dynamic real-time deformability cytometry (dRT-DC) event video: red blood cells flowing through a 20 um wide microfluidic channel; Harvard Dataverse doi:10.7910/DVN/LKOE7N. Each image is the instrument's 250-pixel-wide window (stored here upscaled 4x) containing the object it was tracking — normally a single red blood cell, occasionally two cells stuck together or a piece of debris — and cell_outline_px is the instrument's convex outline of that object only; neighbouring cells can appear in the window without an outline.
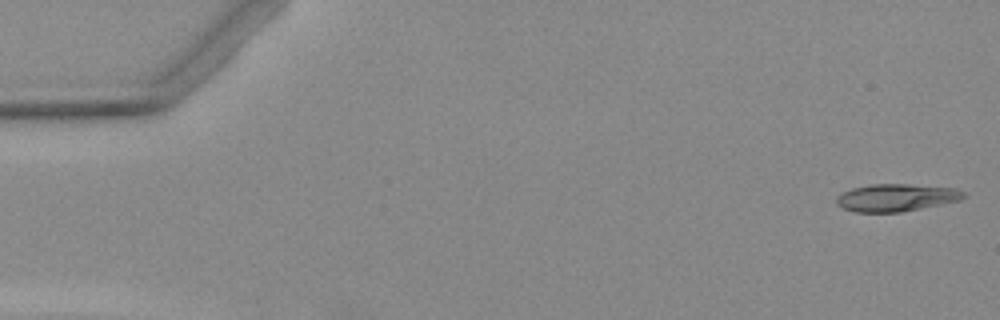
{"species": "Egyptian fruit bat (a non-hibernating species)", "species_latin": "Rousettus aegyptiacus", "temperature_condition": "warm", "stored_images_in_passage": 6, "camera_frame_rate_fps": 3000, "um_per_image_px": 0.085, "animal": {"sex": "female"}, "frame": {"image": 1, "passage_image": 1, "time_ms": 0.0, "image_size_px": [1000, 320], "cell_outline_px": [[968, 196], [960, 200], [900, 212], [856, 212], [840, 208], [836, 204], [836, 196], [852, 188], [872, 184], [908, 184], [956, 188], [964, 192]], "centroid_in_image_um": [76.16, 16.79], "position_along_channel_um": 8.8, "area_um2": 20.35}}
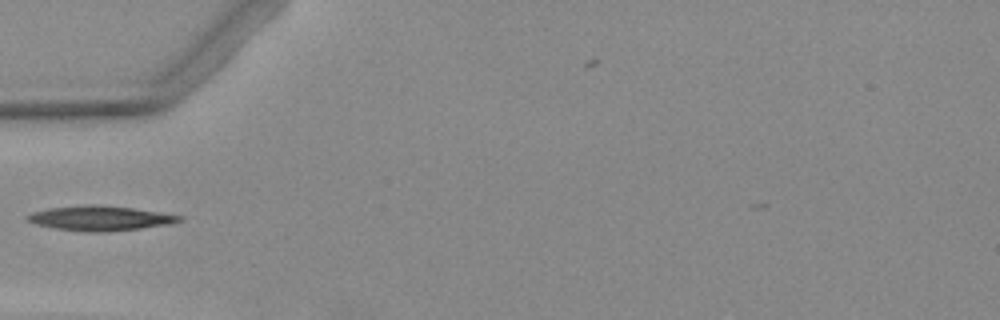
{"frame": {"image": 2, "passage_image": 5, "time_ms": 5.333, "image_size_px": [1000, 320], "cell_outline_px": [[184, 220], [168, 224], [140, 228], [100, 232], [88, 232], [56, 228], [36, 224], [28, 220], [24, 216], [32, 212], [52, 208], [92, 204], [132, 208], [180, 216]], "centroid_in_image_um": [8.47, 18.55], "position_along_channel_um": 76.5, "area_um2": 21.33}}
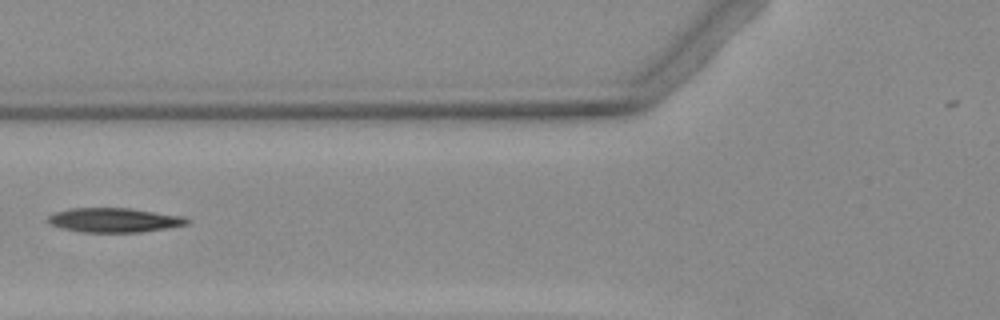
{"frame": {"image": 3, "passage_image": 6, "time_ms": 6.333, "image_size_px": [1000, 320], "cell_outline_px": [[192, 220], [188, 224], [168, 228], [140, 232], [80, 232], [60, 228], [48, 224], [44, 220], [48, 216], [56, 212], [68, 208], [132, 208], [184, 216]], "centroid_in_image_um": [9.69, 18.71], "position_along_channel_um": 116.1, "area_um2": 20.11}}